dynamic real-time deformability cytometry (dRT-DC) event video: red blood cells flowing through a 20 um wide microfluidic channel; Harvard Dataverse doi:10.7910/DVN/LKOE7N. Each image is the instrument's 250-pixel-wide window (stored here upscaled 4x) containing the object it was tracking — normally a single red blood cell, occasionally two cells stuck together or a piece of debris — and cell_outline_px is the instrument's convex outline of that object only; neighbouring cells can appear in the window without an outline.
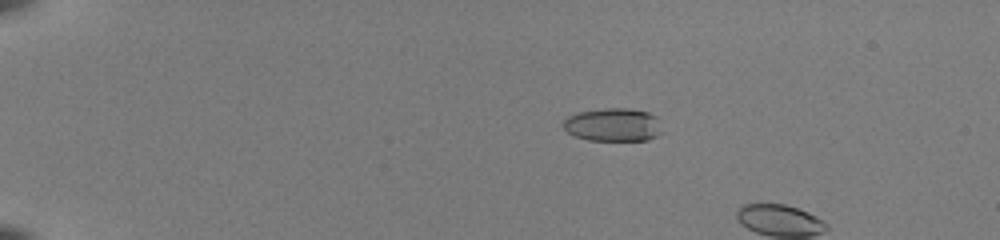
{"species": "common noctule bat (a hibernating species)", "species_latin": "Nyctalus noctula", "temperature_condition": "room temperature", "stored_images_in_passage": 8, "camera_frame_rate_fps": 3000, "um_per_image_px": 0.085, "animal": {"sex": "female", "body_mass_g": 22.0, "forearm_length_mm": 56.7}, "frame": {"image": 1, "passage_image": 5, "time_ms": 1.333, "image_size_px": [1000, 240], "cell_outline_px": [[664, 132], [648, 140], [588, 140], [576, 136], [568, 132], [564, 128], [564, 120], [568, 116], [576, 112], [604, 108], [628, 108], [648, 112], [656, 116]], "centroid_in_image_um": [52.14, 10.6], "position_along_channel_um": 32.9, "area_um2": 19.25}}